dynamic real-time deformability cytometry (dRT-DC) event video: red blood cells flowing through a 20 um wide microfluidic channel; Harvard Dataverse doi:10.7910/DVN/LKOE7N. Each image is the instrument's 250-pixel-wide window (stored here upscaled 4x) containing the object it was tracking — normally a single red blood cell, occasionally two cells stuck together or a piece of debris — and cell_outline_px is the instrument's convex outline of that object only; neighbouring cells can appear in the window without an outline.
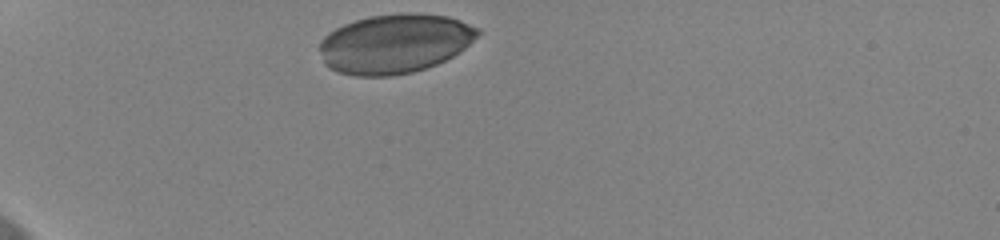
{"species": "human", "species_latin": "Homo sapiens", "temperature_condition": "cold", "stored_images_in_passage": 33, "camera_frame_rate_fps": 3000, "um_per_image_px": 0.085, "donor": {"sex": "female"}, "frame": {"image": 1, "passage_image": 1, "time_ms": 0.0, "image_size_px": [1000, 240], "cell_outline_px": [[484, 32], [460, 52], [436, 64], [412, 72], [392, 76], [356, 76], [336, 72], [328, 68], [324, 64], [320, 52], [320, 40], [328, 32], [344, 24], [356, 20], [372, 16], [400, 12], [412, 12], [448, 16], [460, 20], [480, 28]], "centroid_in_image_um": [33.57, 3.7], "position_along_channel_um": 51.4, "area_um2": 55.2}}
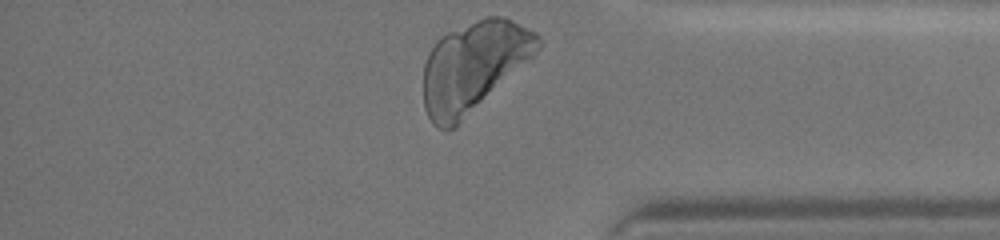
{"frame": {"image": 2, "passage_image": 33, "time_ms": 10.667, "image_size_px": [1000, 240], "cell_outline_px": [[544, 44], [532, 56], [456, 128], [436, 128], [432, 124], [424, 108], [424, 64], [428, 52], [436, 40], [440, 36], [448, 32], [484, 16], [504, 16], [536, 32], [540, 36]], "centroid_in_image_um": [40.24, 5.64], "position_along_channel_um": 395.0, "area_um2": 60.05}}